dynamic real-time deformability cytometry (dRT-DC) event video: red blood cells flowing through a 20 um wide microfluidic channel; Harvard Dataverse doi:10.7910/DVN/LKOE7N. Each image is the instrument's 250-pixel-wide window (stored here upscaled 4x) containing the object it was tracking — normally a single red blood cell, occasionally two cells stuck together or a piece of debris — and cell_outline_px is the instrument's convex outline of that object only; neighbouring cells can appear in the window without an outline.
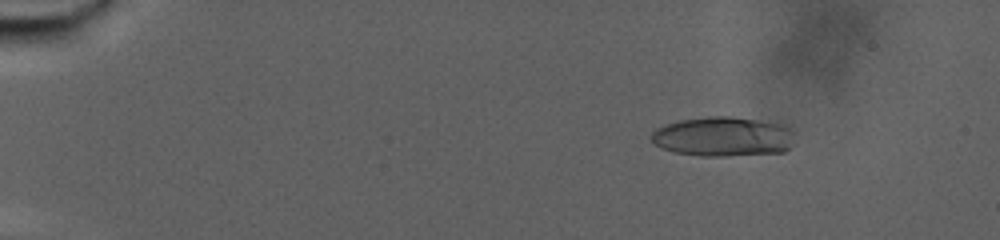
{"species": "human", "species_latin": "Homo sapiens", "temperature_condition": "warm", "stored_images_in_passage": 80, "camera_frame_rate_fps": 3000, "um_per_image_px": 0.085, "donor": {"sex": "male"}, "frame": {"image": 1, "passage_image": 13, "time_ms": 4.0, "image_size_px": [1000, 240], "cell_outline_px": [[792, 144], [784, 152], [724, 156], [700, 156], [676, 152], [660, 148], [652, 140], [652, 132], [656, 128], [680, 120], [708, 116], [732, 116], [784, 124], [792, 132]], "centroid_in_image_um": [61.46, 11.61], "position_along_channel_um": 23.5, "area_um2": 33.0}}
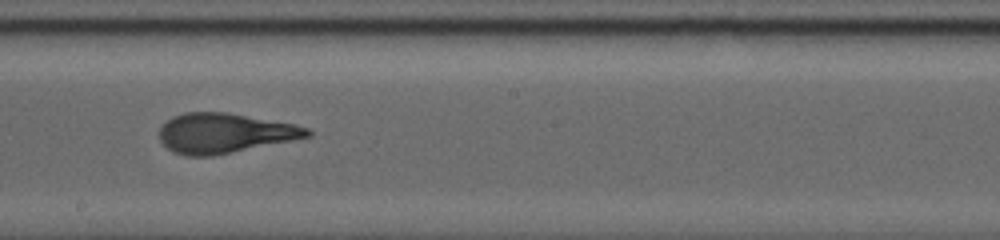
{"frame": {"image": 2, "passage_image": 49, "time_ms": 16.0, "image_size_px": [1000, 240], "cell_outline_px": [[312, 136], [212, 156], [188, 156], [172, 152], [160, 140], [160, 128], [172, 116], [184, 112], [228, 112], [296, 124], [308, 128], [312, 132]], "centroid_in_image_um": [19.09, 11.31], "position_along_channel_um": 229.1, "area_um2": 34.28}}
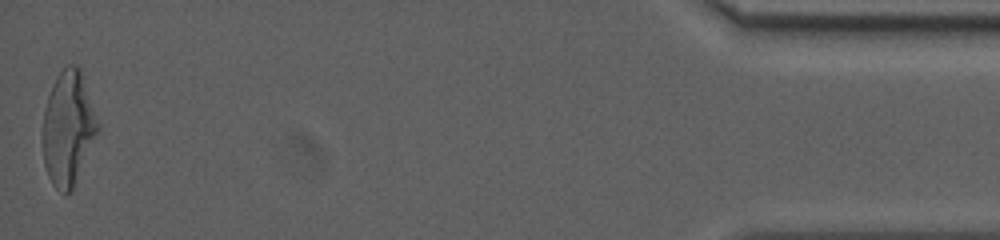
{"frame": {"image": 3, "passage_image": 80, "time_ms": 26.333, "image_size_px": [1000, 240], "cell_outline_px": [[100, 128], [72, 188], [64, 196], [52, 184], [48, 176], [44, 164], [44, 112], [48, 96], [52, 84], [56, 76], [68, 64], [80, 64], [100, 124]], "centroid_in_image_um": [5.82, 10.83], "position_along_channel_um": 429.4, "area_um2": 36.53}, "authors_computed_cell_mechanics": {"area_um2": 33.813, "velocity_mm_per_s": 2.7148, "shape_relaxation_time_tau1_ms": 6.4508, "shape_relaxation_time_tau2_ms": 1.7913, "deformation_change_tau1": 0.2413, "deformation_change_tau2": 0.1006}}